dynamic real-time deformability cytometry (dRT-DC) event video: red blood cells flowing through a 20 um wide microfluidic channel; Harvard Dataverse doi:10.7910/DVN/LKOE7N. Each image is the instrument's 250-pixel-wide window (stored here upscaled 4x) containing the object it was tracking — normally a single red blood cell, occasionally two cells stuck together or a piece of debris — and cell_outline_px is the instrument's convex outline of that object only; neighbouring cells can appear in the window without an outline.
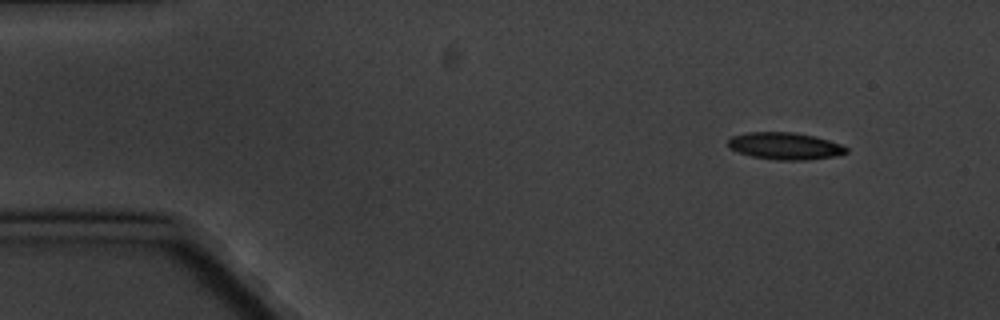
{"species": "common noctule bat (a hibernating species)", "species_latin": "Nyctalus noctula", "temperature_condition": "cold", "stored_images_in_passage": 4, "camera_frame_rate_fps": 3000, "um_per_image_px": 0.085, "animal": {"sex": "male", "body_mass_g": 20.1, "forearm_length_mm": 53.5}, "frame": {"image": 1, "passage_image": 1, "time_ms": 0.0, "image_size_px": [1000, 320], "cell_outline_px": [[848, 152], [836, 156], [808, 160], [776, 160], [752, 156], [740, 152], [732, 148], [728, 144], [728, 140], [732, 136], [748, 132], [796, 132], [816, 136], [840, 144], [848, 148]], "centroid_in_image_um": [66.77, 12.4], "position_along_channel_um": 18.2, "area_um2": 18.61}}
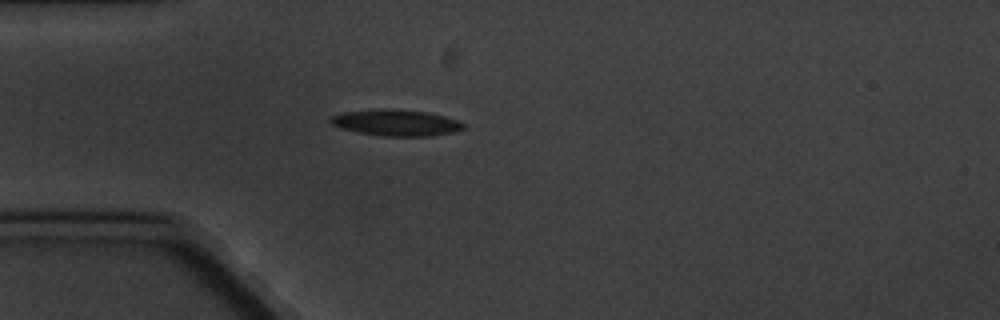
{"frame": {"image": 2, "passage_image": 4, "time_ms": 3.333, "image_size_px": [1000, 320], "cell_outline_px": [[464, 128], [452, 132], [428, 136], [384, 136], [360, 132], [340, 128], [332, 124], [328, 120], [332, 116], [340, 112], [380, 108], [384, 108], [428, 112], [460, 120], [464, 124]], "centroid_in_image_um": [33.64, 10.41], "position_along_channel_um": 51.4, "area_um2": 20.35}}